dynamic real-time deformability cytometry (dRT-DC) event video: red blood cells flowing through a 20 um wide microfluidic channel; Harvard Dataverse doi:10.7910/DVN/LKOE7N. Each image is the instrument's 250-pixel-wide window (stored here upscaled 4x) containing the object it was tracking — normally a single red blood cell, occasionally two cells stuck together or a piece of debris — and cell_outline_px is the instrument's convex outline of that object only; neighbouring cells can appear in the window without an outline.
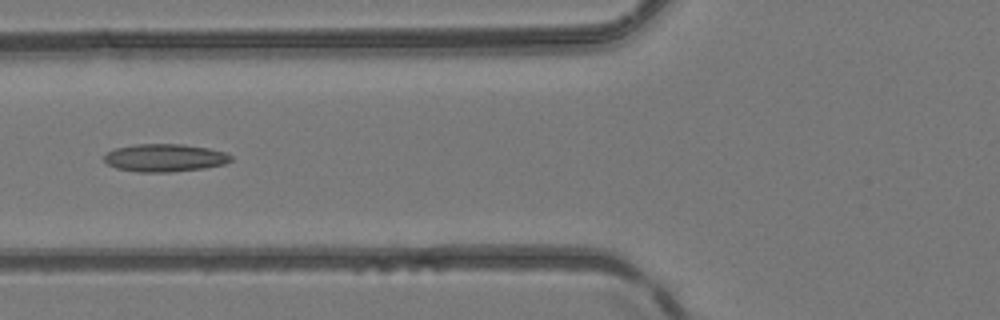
{"species": "common noctule bat (a hibernating species)", "species_latin": "Nyctalus noctula", "temperature_condition": "room temperature", "stored_images_in_passage": 7, "camera_frame_rate_fps": 3000, "um_per_image_px": 0.085, "animal": {"sex": "female", "body_mass_g": 24.6, "forearm_length_mm": 56.2}, "frame": {"image": 1, "passage_image": 6, "time_ms": 5.667, "image_size_px": [1000, 320], "cell_outline_px": [[232, 160], [224, 164], [204, 168], [172, 172], [136, 172], [116, 168], [108, 164], [104, 160], [104, 156], [112, 148], [136, 144], [184, 144], [208, 148], [224, 152], [232, 156]], "centroid_in_image_um": [13.98, 13.41], "position_along_channel_um": 111.8, "area_um2": 20.63}}
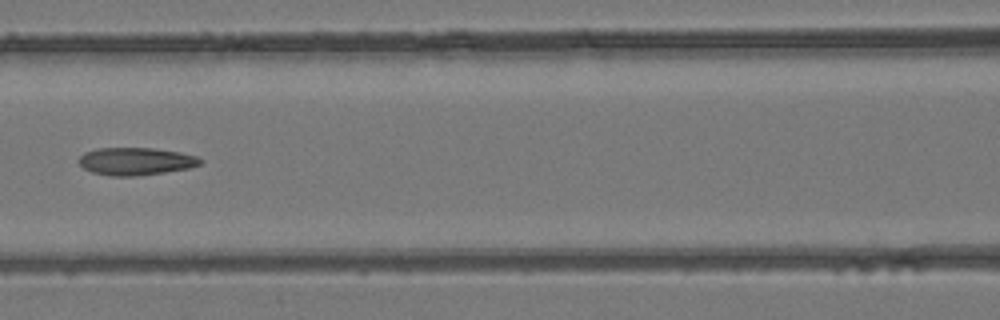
{"frame": {"image": 2, "passage_image": 7, "time_ms": 6.667, "image_size_px": [1000, 320], "cell_outline_px": [[204, 160], [200, 164], [188, 168], [164, 172], [132, 176], [112, 176], [92, 172], [84, 168], [76, 160], [84, 152], [96, 148], [152, 148], [180, 152], [196, 156]], "centroid_in_image_um": [11.51, 13.7], "position_along_channel_um": 155.1, "area_um2": 19.48}}